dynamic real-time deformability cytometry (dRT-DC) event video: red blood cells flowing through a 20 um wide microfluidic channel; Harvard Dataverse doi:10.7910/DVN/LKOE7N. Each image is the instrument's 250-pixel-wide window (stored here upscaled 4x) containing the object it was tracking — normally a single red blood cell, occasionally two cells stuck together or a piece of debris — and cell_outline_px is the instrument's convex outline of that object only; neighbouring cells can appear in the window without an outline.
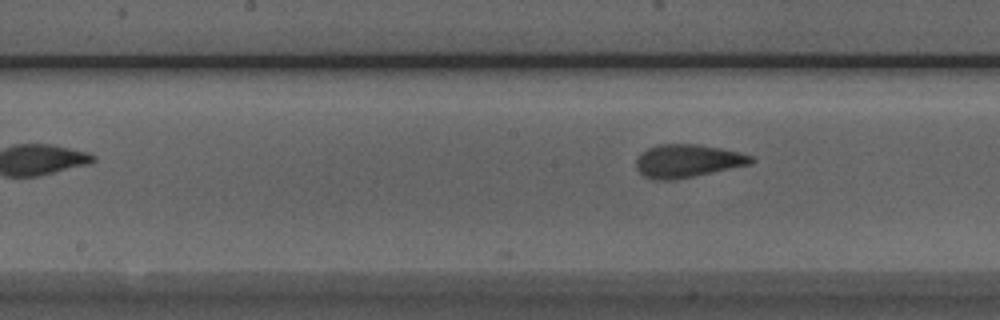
{"species": "Egyptian fruit bat (a non-hibernating species)", "species_latin": "Rousettus aegyptiacus", "temperature_condition": "room temperature", "stored_images_in_passage": 12, "camera_frame_rate_fps": 3000, "um_per_image_px": 0.085, "animal": {"sex": "male"}, "frame": {"image": 1, "passage_image": 12, "time_ms": 3.667, "image_size_px": [1000, 320], "cell_outline_px": [[756, 160], [752, 164], [676, 180], [652, 180], [644, 176], [636, 168], [636, 160], [640, 152], [656, 144], [696, 144], [720, 148], [740, 152], [752, 156]], "centroid_in_image_um": [58.43, 13.68], "position_along_channel_um": 189.8, "area_um2": 22.43}}